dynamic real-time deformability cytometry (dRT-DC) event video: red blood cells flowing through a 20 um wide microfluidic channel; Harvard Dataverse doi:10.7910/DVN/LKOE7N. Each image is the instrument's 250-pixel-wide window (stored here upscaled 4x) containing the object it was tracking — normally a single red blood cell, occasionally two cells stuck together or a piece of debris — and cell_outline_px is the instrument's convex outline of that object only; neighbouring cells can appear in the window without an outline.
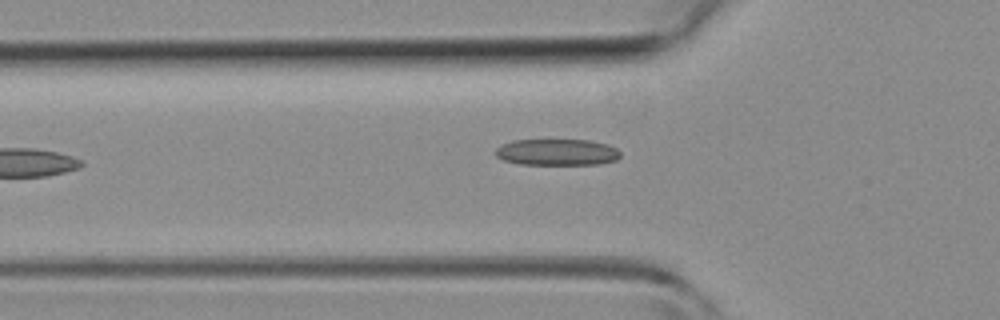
{"species": "common noctule bat (a hibernating species)", "species_latin": "Nyctalus noctula", "temperature_condition": "room temperature", "stored_images_in_passage": 3, "camera_frame_rate_fps": 3000, "um_per_image_px": 0.085, "animal": {"sex": "female", "body_mass_g": 19.3, "forearm_length_mm": 54.1}, "frame": {"image": 1, "passage_image": 3, "time_ms": 2.333, "image_size_px": [1000, 320], "cell_outline_px": [[620, 156], [616, 160], [600, 164], [520, 164], [504, 160], [496, 156], [492, 152], [500, 144], [512, 140], [588, 140], [608, 144], [616, 148], [620, 152]], "centroid_in_image_um": [47.31, 12.93], "position_along_channel_um": 78.5, "area_um2": 19.36}}